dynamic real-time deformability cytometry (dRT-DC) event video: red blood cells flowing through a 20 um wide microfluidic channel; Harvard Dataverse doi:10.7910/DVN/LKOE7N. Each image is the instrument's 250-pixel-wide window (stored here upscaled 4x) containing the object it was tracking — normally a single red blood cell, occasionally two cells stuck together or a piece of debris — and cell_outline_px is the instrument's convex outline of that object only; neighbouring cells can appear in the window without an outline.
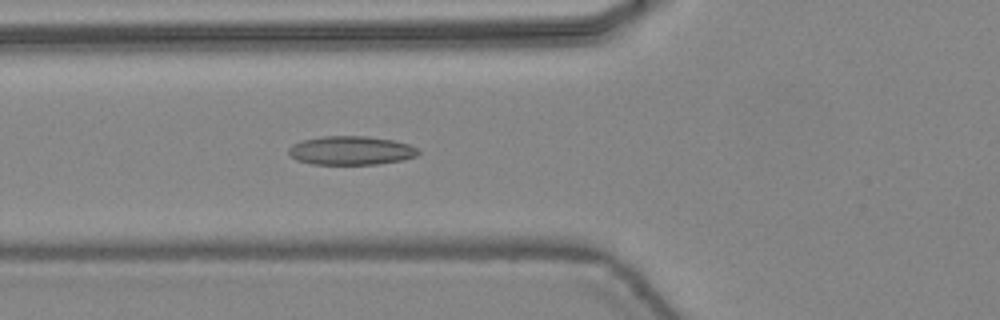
{"species": "common noctule bat (a hibernating species)", "species_latin": "Nyctalus noctula", "temperature_condition": "warm", "stored_images_in_passage": 46, "camera_frame_rate_fps": 3000, "um_per_image_px": 0.085, "animal": {"sex": "female", "body_mass_g": 24.6, "forearm_length_mm": 56.2}, "frame": {"image": 1, "passage_image": 18, "time_ms": 5.667, "image_size_px": [1000, 320], "cell_outline_px": [[420, 152], [416, 156], [404, 160], [376, 164], [312, 164], [296, 160], [288, 156], [288, 148], [292, 144], [300, 140], [324, 136], [368, 136], [392, 140], [408, 144], [416, 148]], "centroid_in_image_um": [29.79, 12.79], "position_along_channel_um": 96.0, "area_um2": 21.91}}
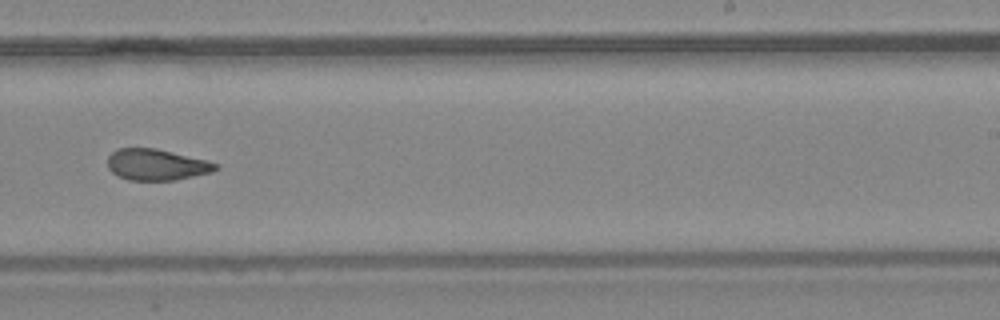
{"frame": {"image": 2, "passage_image": 30, "time_ms": 9.667, "image_size_px": [1000, 320], "cell_outline_px": [[220, 168], [212, 172], [176, 180], [128, 180], [112, 172], [108, 168], [108, 156], [116, 148], [156, 148], [208, 160], [220, 164]], "centroid_in_image_um": [13.34, 13.99], "position_along_channel_um": 275.7, "area_um2": 19.83}}
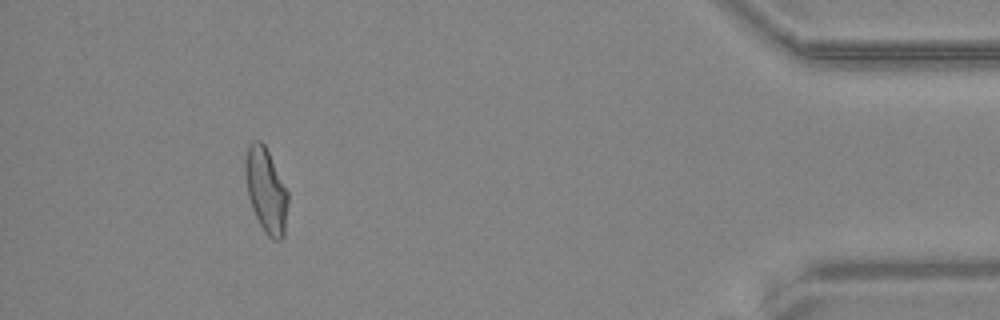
{"frame": {"image": 3, "passage_image": 43, "time_ms": 14.0, "image_size_px": [1000, 320], "cell_outline_px": [[288, 200], [284, 236], [280, 240], [272, 240], [264, 232], [252, 208], [248, 196], [244, 172], [244, 160], [248, 144], [252, 140], [260, 140], [264, 144], [288, 192]], "centroid_in_image_um": [22.59, 16.17], "position_along_channel_um": 412.6, "area_um2": 21.1}, "authors_computed_cell_mechanics": {"area_um2": 20.9236, "velocity_mm_per_s": 4.4829, "shape_relaxation_time_tau1_ms": null, "shape_relaxation_time_tau2_ms": 2.4438, "deformation_change_tau1": null, "deformation_change_tau2": 0.1012}}